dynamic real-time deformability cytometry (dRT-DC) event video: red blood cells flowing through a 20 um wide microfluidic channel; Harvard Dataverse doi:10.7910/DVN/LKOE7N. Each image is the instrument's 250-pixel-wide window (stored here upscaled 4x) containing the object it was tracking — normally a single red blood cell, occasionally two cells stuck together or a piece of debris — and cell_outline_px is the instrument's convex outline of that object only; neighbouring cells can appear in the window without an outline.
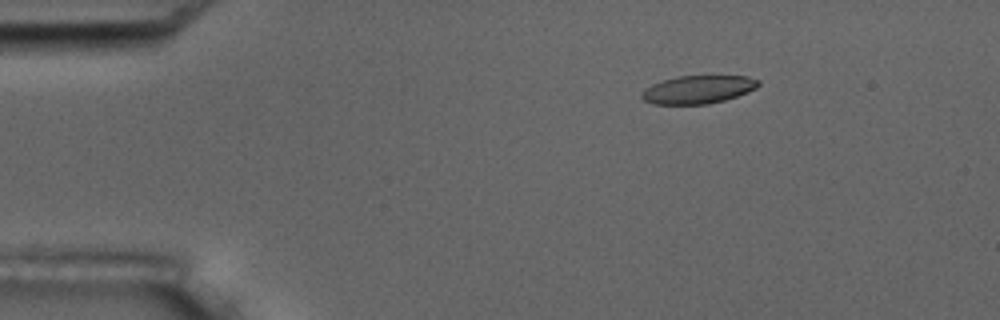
{"species": "common noctule bat (a hibernating species)", "species_latin": "Nyctalus noctula", "temperature_condition": "room temperature", "stored_images_in_passage": 7, "camera_frame_rate_fps": 3000, "um_per_image_px": 0.085, "animal": {"sex": "male", "body_mass_g": 17.5, "forearm_length_mm": 52.3}, "frame": {"image": 1, "passage_image": 3, "time_ms": 2.333, "image_size_px": [1000, 320], "cell_outline_px": [[760, 84], [756, 88], [748, 92], [724, 100], [708, 104], [652, 104], [644, 100], [640, 96], [652, 84], [676, 76], [748, 76], [760, 80]], "centroid_in_image_um": [59.37, 7.61], "position_along_channel_um": 25.6, "area_um2": 18.96}}
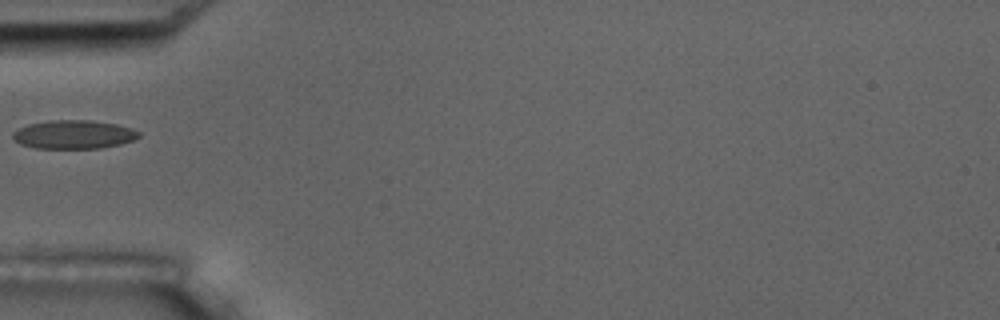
{"frame": {"image": 2, "passage_image": 6, "time_ms": 5.667, "image_size_px": [1000, 320], "cell_outline_px": [[140, 136], [132, 140], [120, 144], [100, 148], [32, 148], [20, 144], [12, 140], [12, 132], [28, 124], [48, 120], [92, 120], [116, 124], [132, 128], [140, 132]], "centroid_in_image_um": [6.23, 11.43], "position_along_channel_um": 78.8, "area_um2": 21.15}}